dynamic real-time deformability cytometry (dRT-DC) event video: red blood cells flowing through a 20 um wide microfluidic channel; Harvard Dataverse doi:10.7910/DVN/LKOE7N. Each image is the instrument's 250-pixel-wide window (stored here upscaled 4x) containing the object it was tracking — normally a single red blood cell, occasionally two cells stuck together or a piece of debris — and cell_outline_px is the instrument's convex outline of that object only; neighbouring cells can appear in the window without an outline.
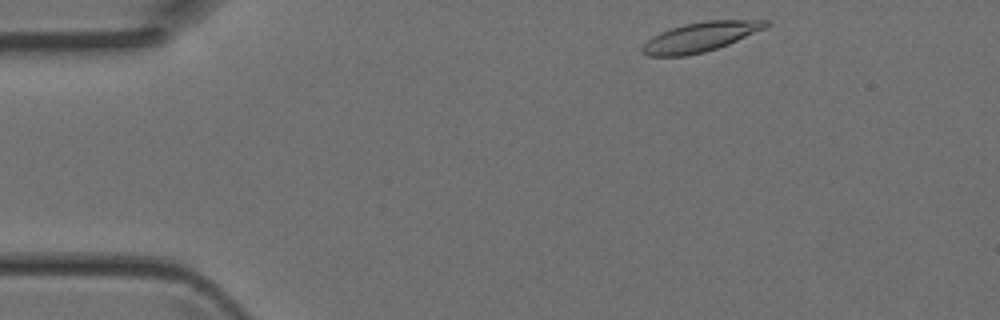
{"species": "Egyptian fruit bat (a non-hibernating species)", "species_latin": "Rousettus aegyptiacus", "temperature_condition": "room temperature", "stored_images_in_passage": 39, "camera_frame_rate_fps": 3000, "um_per_image_px": 0.085, "animal": {"sex": "female"}, "frame": {"image": 1, "passage_image": 1, "time_ms": 0.0, "image_size_px": [1000, 320], "cell_outline_px": [[772, 24], [764, 28], [728, 44], [704, 52], [684, 56], [648, 56], [640, 52], [640, 48], [652, 36], [660, 32], [684, 24], [704, 20], [772, 20]], "centroid_in_image_um": [59.51, 3.13], "position_along_channel_um": 25.5, "area_um2": 21.21}}
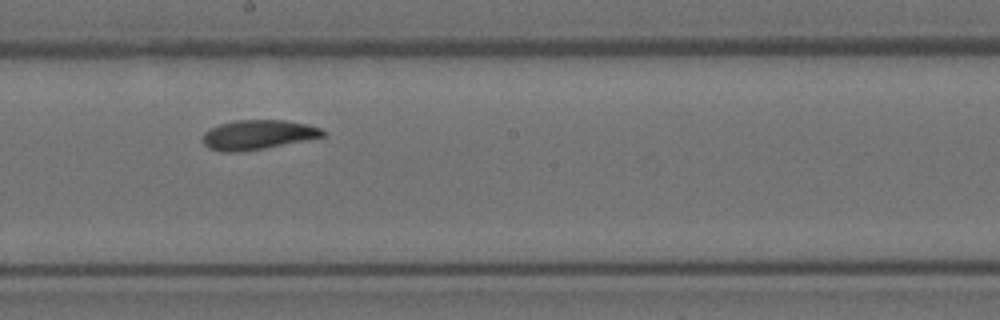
{"frame": {"image": 2, "passage_image": 19, "time_ms": 6.0, "image_size_px": [1000, 320], "cell_outline_px": [[328, 132], [324, 136], [264, 148], [236, 152], [220, 152], [208, 148], [204, 144], [204, 132], [208, 128], [220, 124], [236, 120], [284, 120], [308, 124], [320, 128]], "centroid_in_image_um": [21.9, 11.44], "position_along_channel_um": 226.3, "area_um2": 20.58}}
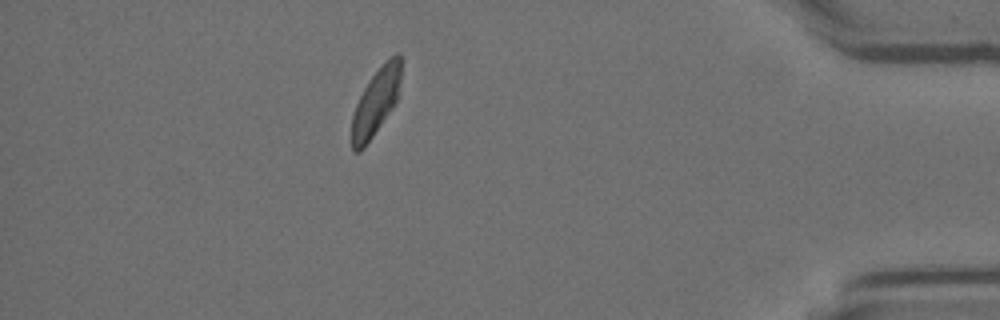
{"frame": {"image": 3, "passage_image": 34, "time_ms": 11.0, "image_size_px": [1000, 320], "cell_outline_px": [[404, 60], [400, 96], [392, 108], [364, 148], [360, 152], [352, 152], [352, 116], [356, 104], [368, 80], [396, 52], [400, 52]], "centroid_in_image_um": [32.02, 8.61], "position_along_channel_um": 403.2, "area_um2": 19.54}}